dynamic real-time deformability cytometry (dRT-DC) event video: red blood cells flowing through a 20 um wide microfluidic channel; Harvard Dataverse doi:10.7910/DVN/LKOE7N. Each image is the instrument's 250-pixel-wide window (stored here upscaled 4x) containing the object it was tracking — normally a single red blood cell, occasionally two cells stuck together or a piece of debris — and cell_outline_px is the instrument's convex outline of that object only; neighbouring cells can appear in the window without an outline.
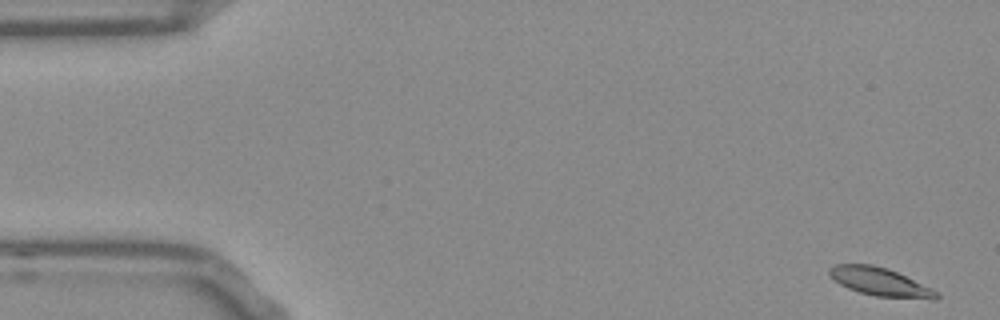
{"species": "Egyptian fruit bat (a non-hibernating species)", "species_latin": "Rousettus aegyptiacus", "temperature_condition": "room temperature", "stored_images_in_passage": 9, "camera_frame_rate_fps": 3000, "um_per_image_px": 0.085, "frame": {"image": 1, "passage_image": 1, "time_ms": 0.0, "image_size_px": [1000, 320], "cell_outline_px": [[940, 296], [936, 300], [932, 300], [876, 296], [860, 292], [848, 288], [840, 284], [828, 272], [828, 268], [836, 264], [872, 264], [888, 268], [936, 292]], "centroid_in_image_um": [74.78, 23.96], "position_along_channel_um": 10.2, "area_um2": 17.22}}